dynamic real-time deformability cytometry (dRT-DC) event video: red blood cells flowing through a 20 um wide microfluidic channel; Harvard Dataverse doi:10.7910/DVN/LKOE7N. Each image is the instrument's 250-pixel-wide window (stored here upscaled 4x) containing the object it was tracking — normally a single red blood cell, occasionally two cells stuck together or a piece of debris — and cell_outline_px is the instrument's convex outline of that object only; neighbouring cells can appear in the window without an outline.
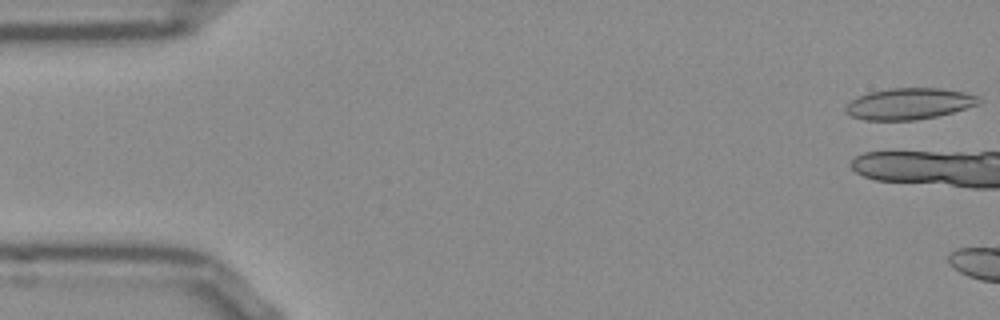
{"species": "Egyptian fruit bat (a non-hibernating species)", "species_latin": "Rousettus aegyptiacus", "temperature_condition": "room temperature", "stored_images_in_passage": 5, "camera_frame_rate_fps": 3000, "um_per_image_px": 0.085, "frame": {"image": 1, "passage_image": 1, "time_ms": 0.0, "image_size_px": [1000, 320], "cell_outline_px": [[984, 100], [980, 104], [952, 112], [936, 116], [916, 120], [864, 120], [852, 116], [844, 112], [844, 108], [856, 96], [868, 92], [888, 88], [940, 88], [964, 92], [980, 96]], "centroid_in_image_um": [77.29, 8.81], "position_along_channel_um": 7.7, "area_um2": 24.57}}